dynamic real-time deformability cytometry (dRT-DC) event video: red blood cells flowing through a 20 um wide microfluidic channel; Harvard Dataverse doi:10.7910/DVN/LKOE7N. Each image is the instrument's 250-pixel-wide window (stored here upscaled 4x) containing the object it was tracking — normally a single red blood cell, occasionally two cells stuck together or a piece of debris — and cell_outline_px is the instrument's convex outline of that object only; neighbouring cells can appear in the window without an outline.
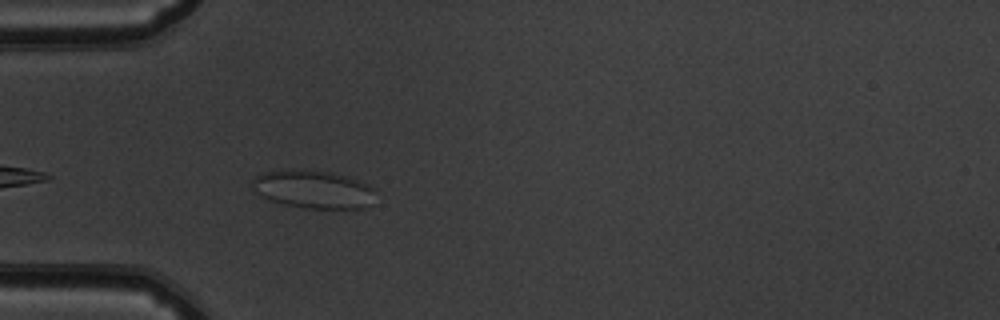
{"species": "common noctule bat (a hibernating species)", "species_latin": "Nyctalus noctula", "temperature_condition": "warm", "stored_images_in_passage": 7, "camera_frame_rate_fps": 3000, "um_per_image_px": 0.085, "animal": {"sex": "male", "body_mass_g": 19.5, "forearm_length_mm": 54.6}, "frame": {"image": 1, "passage_image": 3, "time_ms": 0.667, "image_size_px": [1000, 320], "cell_outline_px": [[376, 188], [364, 208], [308, 208], [284, 204], [268, 200], [260, 196], [252, 188], [252, 180], [256, 176], [264, 172], [300, 168], [304, 168], [328, 172], [348, 176]], "centroid_in_image_um": [26.56, 16.07], "position_along_channel_um": 58.4, "area_um2": 27.22}}
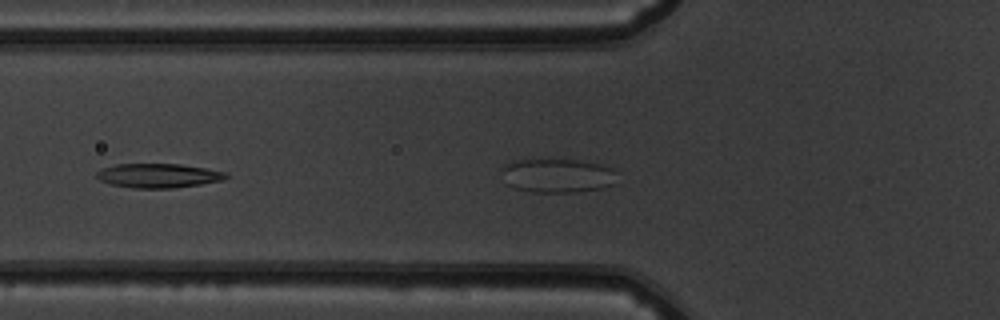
{"frame": {"image": 2, "passage_image": 5, "time_ms": 1.333, "image_size_px": [1000, 320], "cell_outline_px": [[228, 176], [220, 180], [200, 184], [172, 188], [132, 188], [112, 184], [100, 180], [96, 176], [96, 172], [100, 168], [116, 164], [180, 164], [228, 172]], "centroid_in_image_um": [13.42, 14.92], "position_along_channel_um": 112.4, "area_um2": 18.15}}